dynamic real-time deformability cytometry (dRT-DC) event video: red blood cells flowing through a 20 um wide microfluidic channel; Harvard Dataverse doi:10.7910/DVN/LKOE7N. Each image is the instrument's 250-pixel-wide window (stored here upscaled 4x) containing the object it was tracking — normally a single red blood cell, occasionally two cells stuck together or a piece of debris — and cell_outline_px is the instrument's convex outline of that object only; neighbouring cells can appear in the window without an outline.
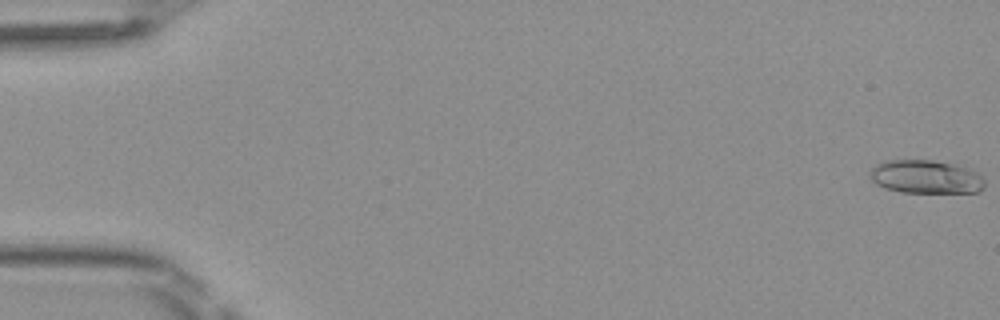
{"species": "Egyptian fruit bat (a non-hibernating species)", "species_latin": "Rousettus aegyptiacus", "temperature_condition": "room temperature", "stored_images_in_passage": 50, "camera_frame_rate_fps": 3000, "um_per_image_px": 0.085, "frame": {"image": 1, "passage_image": 1, "time_ms": 0.0, "image_size_px": [1000, 320], "cell_outline_px": [[984, 188], [976, 192], [900, 192], [884, 188], [876, 184], [872, 180], [868, 172], [876, 164], [884, 160], [932, 160], [956, 164], [972, 168], [984, 180]], "centroid_in_image_um": [78.68, 15.02], "position_along_channel_um": 6.3, "area_um2": 22.54}}
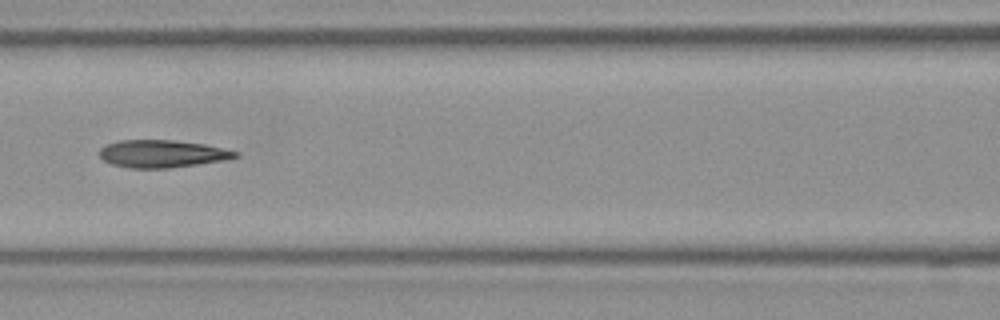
{"frame": {"image": 2, "passage_image": 23, "time_ms": 7.333, "image_size_px": [1000, 320], "cell_outline_px": [[240, 156], [224, 160], [168, 168], [132, 168], [112, 164], [104, 160], [100, 156], [100, 148], [108, 144], [120, 140], [172, 140], [204, 144], [236, 152]], "centroid_in_image_um": [13.75, 13.07], "position_along_channel_um": 152.8, "area_um2": 21.39}}
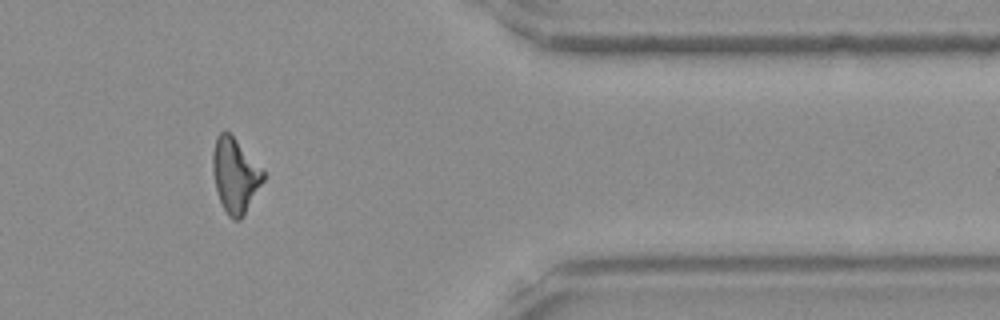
{"frame": {"image": 3, "passage_image": 42, "time_ms": 13.667, "image_size_px": [1000, 320], "cell_outline_px": [[264, 180], [240, 220], [232, 220], [228, 216], [220, 200], [216, 188], [212, 168], [212, 152], [216, 136], [224, 128], [236, 140], [264, 172]], "centroid_in_image_um": [19.95, 14.89], "position_along_channel_um": 391.5, "area_um2": 21.5}, "authors_computed_cell_mechanics": {"area_um2": 21.8484, "velocity_mm_per_s": 4.1125, "shape_relaxation_time_tau1_ms": 5.2281, "shape_relaxation_time_tau2_ms": 3.0909, "deformation_change_tau1": 0.1829, "deformation_change_tau2": 0.1439}}